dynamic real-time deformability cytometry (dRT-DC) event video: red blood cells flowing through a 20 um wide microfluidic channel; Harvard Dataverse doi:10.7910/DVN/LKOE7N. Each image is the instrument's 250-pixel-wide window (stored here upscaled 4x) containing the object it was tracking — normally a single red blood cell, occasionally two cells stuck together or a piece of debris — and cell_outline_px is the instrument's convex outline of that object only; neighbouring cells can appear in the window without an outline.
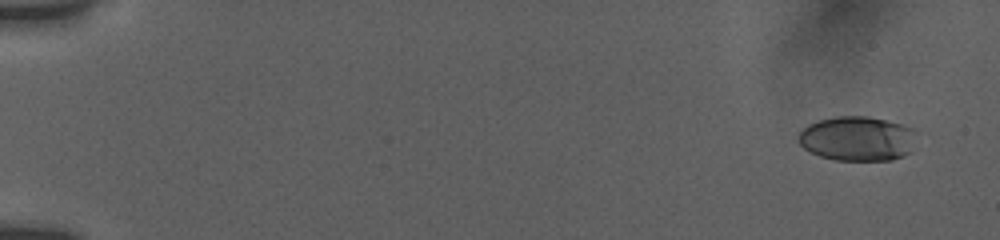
{"species": "human", "species_latin": "Homo sapiens", "temperature_condition": "room temperature", "stored_images_in_passage": 53, "camera_frame_rate_fps": 3000, "um_per_image_px": 0.085, "donor": {"sex": "female"}, "frame": {"image": 1, "passage_image": 1, "time_ms": 0.0, "image_size_px": [1000, 240], "cell_outline_px": [[912, 132], [908, 152], [904, 156], [892, 160], [836, 160], [820, 156], [804, 148], [796, 140], [800, 132], [808, 124], [820, 120], [836, 116], [868, 116], [904, 124], [912, 128]], "centroid_in_image_um": [72.8, 11.77], "position_along_channel_um": 12.2, "area_um2": 30.29}}
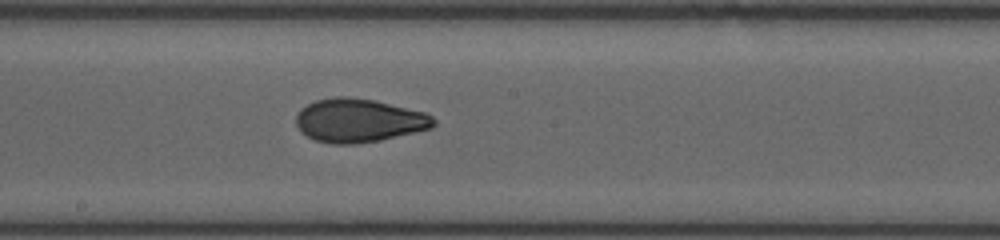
{"frame": {"image": 2, "passage_image": 30, "time_ms": 9.667, "image_size_px": [1000, 240], "cell_outline_px": [[436, 124], [432, 128], [380, 140], [356, 144], [332, 144], [316, 140], [300, 132], [296, 124], [296, 116], [300, 108], [316, 100], [336, 96], [348, 96], [376, 100], [424, 112], [432, 116], [436, 120]], "centroid_in_image_um": [30.49, 10.23], "position_along_channel_um": 217.7, "area_um2": 35.08}}
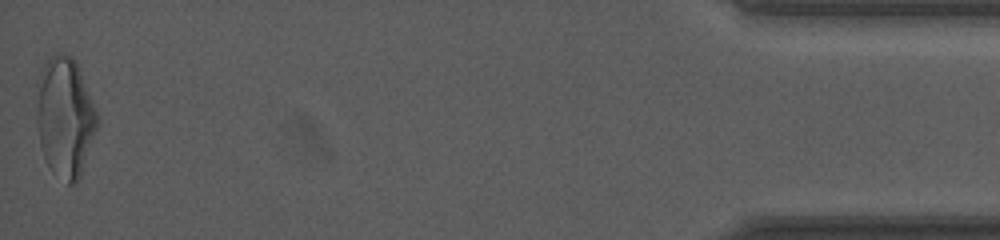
{"frame": {"image": 3, "passage_image": 53, "time_ms": 17.333, "image_size_px": [1000, 240], "cell_outline_px": [[100, 120], [80, 176], [72, 184], [68, 184], [48, 164], [44, 156], [40, 144], [36, 124], [36, 84], [40, 72], [44, 64], [52, 52], [64, 52], [72, 56], [76, 60], [100, 116]], "centroid_in_image_um": [5.52, 9.85], "position_along_channel_um": 429.7, "area_um2": 42.95}, "authors_computed_cell_mechanics": {"area_um2": 34.0442, "velocity_mm_per_s": 3.8506, "shape_relaxation_time_tau1_ms": 8.5133, "shape_relaxation_time_tau2_ms": 1.642, "deformation_change_tau1": 0.2356, "deformation_change_tau2": 0.0701}}